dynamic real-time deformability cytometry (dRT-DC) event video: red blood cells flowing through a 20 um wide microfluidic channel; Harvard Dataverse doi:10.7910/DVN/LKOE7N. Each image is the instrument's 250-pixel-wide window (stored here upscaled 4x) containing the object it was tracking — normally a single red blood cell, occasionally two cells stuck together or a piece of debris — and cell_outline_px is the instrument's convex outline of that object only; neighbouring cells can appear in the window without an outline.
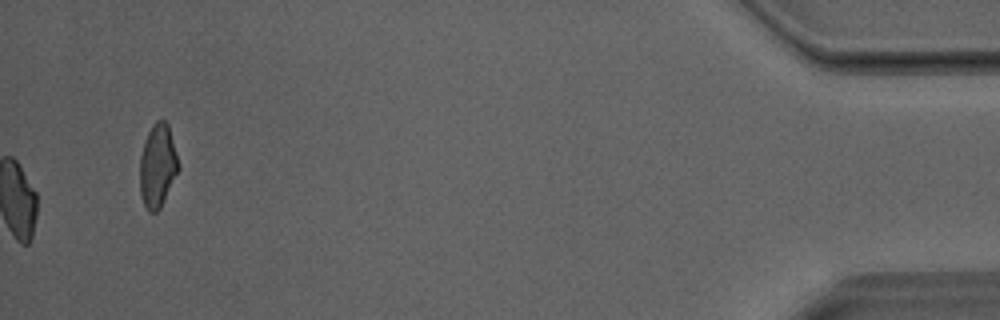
{"species": "Egyptian fruit bat (a non-hibernating species)", "species_latin": "Rousettus aegyptiacus", "temperature_condition": "room temperature", "stored_images_in_passage": 39, "camera_frame_rate_fps": 3000, "um_per_image_px": 0.085, "animal": {"sex": "male"}, "frame": {"image": 1, "passage_image": 39, "time_ms": 12.667, "image_size_px": [1000, 320], "cell_outline_px": [[180, 168], [160, 208], [156, 212], [148, 212], [144, 204], [140, 192], [140, 156], [148, 132], [152, 124], [156, 120], [164, 120], [168, 124]], "centroid_in_image_um": [13.39, 14.09], "position_along_channel_um": 421.8, "area_um2": 18.55}}